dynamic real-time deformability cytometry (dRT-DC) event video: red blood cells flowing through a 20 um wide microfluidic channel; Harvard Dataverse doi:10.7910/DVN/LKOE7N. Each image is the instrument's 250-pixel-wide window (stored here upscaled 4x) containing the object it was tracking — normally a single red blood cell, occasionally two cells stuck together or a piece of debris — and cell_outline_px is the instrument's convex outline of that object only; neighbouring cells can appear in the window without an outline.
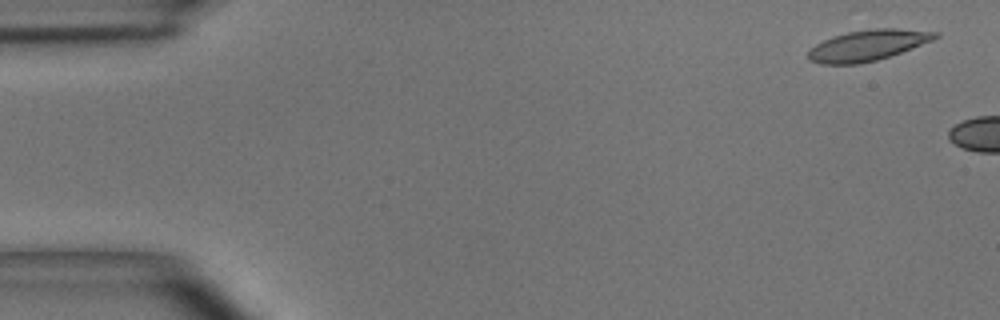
{"species": "common noctule bat (a hibernating species)", "species_latin": "Nyctalus noctula", "temperature_condition": "room temperature", "stored_images_in_passage": 4, "camera_frame_rate_fps": 3000, "um_per_image_px": 0.085, "animal": {"sex": "male", "body_mass_g": 15.6}, "frame": {"image": 1, "passage_image": 1, "time_ms": 0.0, "image_size_px": [1000, 320], "cell_outline_px": [[940, 36], [932, 40], [900, 52], [876, 60], [860, 64], [820, 64], [808, 60], [808, 52], [816, 44], [832, 36], [848, 32], [876, 28], [896, 28], [940, 32]], "centroid_in_image_um": [73.74, 3.85], "position_along_channel_um": 11.3, "area_um2": 22.6}}